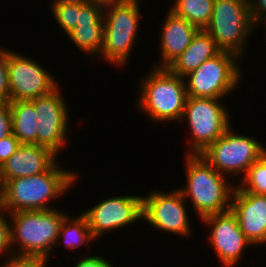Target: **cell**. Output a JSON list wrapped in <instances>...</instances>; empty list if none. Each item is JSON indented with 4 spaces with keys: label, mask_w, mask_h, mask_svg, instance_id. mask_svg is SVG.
Here are the masks:
<instances>
[{
    "label": "cell",
    "mask_w": 266,
    "mask_h": 267,
    "mask_svg": "<svg viewBox=\"0 0 266 267\" xmlns=\"http://www.w3.org/2000/svg\"><path fill=\"white\" fill-rule=\"evenodd\" d=\"M67 169L57 161L46 172L5 182L0 187V209L8 214L54 209L49 203L61 199L80 177Z\"/></svg>",
    "instance_id": "obj_1"
},
{
    "label": "cell",
    "mask_w": 266,
    "mask_h": 267,
    "mask_svg": "<svg viewBox=\"0 0 266 267\" xmlns=\"http://www.w3.org/2000/svg\"><path fill=\"white\" fill-rule=\"evenodd\" d=\"M186 185L178 190L192 203L199 221L231 210L234 185L198 154H185ZM232 183V184H231Z\"/></svg>",
    "instance_id": "obj_2"
},
{
    "label": "cell",
    "mask_w": 266,
    "mask_h": 267,
    "mask_svg": "<svg viewBox=\"0 0 266 267\" xmlns=\"http://www.w3.org/2000/svg\"><path fill=\"white\" fill-rule=\"evenodd\" d=\"M137 108L150 118L152 123L179 122L188 98L184 78L168 68L151 67L140 79Z\"/></svg>",
    "instance_id": "obj_3"
},
{
    "label": "cell",
    "mask_w": 266,
    "mask_h": 267,
    "mask_svg": "<svg viewBox=\"0 0 266 267\" xmlns=\"http://www.w3.org/2000/svg\"><path fill=\"white\" fill-rule=\"evenodd\" d=\"M67 215L56 208L9 213L14 256L43 257L51 261L49 257L53 255L60 226Z\"/></svg>",
    "instance_id": "obj_4"
},
{
    "label": "cell",
    "mask_w": 266,
    "mask_h": 267,
    "mask_svg": "<svg viewBox=\"0 0 266 267\" xmlns=\"http://www.w3.org/2000/svg\"><path fill=\"white\" fill-rule=\"evenodd\" d=\"M140 0H116L104 7L103 48L100 57L113 66L128 65L141 23Z\"/></svg>",
    "instance_id": "obj_5"
},
{
    "label": "cell",
    "mask_w": 266,
    "mask_h": 267,
    "mask_svg": "<svg viewBox=\"0 0 266 267\" xmlns=\"http://www.w3.org/2000/svg\"><path fill=\"white\" fill-rule=\"evenodd\" d=\"M255 28L249 0H215L210 22L204 30L220 51L230 52L241 59Z\"/></svg>",
    "instance_id": "obj_6"
},
{
    "label": "cell",
    "mask_w": 266,
    "mask_h": 267,
    "mask_svg": "<svg viewBox=\"0 0 266 267\" xmlns=\"http://www.w3.org/2000/svg\"><path fill=\"white\" fill-rule=\"evenodd\" d=\"M224 99L188 96L180 122H185L190 132V145L186 154L200 155L210 144L232 126ZM223 102V103H222Z\"/></svg>",
    "instance_id": "obj_7"
},
{
    "label": "cell",
    "mask_w": 266,
    "mask_h": 267,
    "mask_svg": "<svg viewBox=\"0 0 266 267\" xmlns=\"http://www.w3.org/2000/svg\"><path fill=\"white\" fill-rule=\"evenodd\" d=\"M242 60L235 54L220 51L184 77L187 95L225 99L239 86Z\"/></svg>",
    "instance_id": "obj_8"
},
{
    "label": "cell",
    "mask_w": 266,
    "mask_h": 267,
    "mask_svg": "<svg viewBox=\"0 0 266 267\" xmlns=\"http://www.w3.org/2000/svg\"><path fill=\"white\" fill-rule=\"evenodd\" d=\"M232 131L230 126L200 156L217 172L229 179L232 176L233 178L241 176V180L247 174L248 169L266 152V145L263 146L262 142L255 137Z\"/></svg>",
    "instance_id": "obj_9"
},
{
    "label": "cell",
    "mask_w": 266,
    "mask_h": 267,
    "mask_svg": "<svg viewBox=\"0 0 266 267\" xmlns=\"http://www.w3.org/2000/svg\"><path fill=\"white\" fill-rule=\"evenodd\" d=\"M143 197L142 220L147 222L150 227L159 229L162 232L171 233L174 236L191 237L192 223L188 216L187 206L189 202L178 189L164 192L151 190Z\"/></svg>",
    "instance_id": "obj_10"
},
{
    "label": "cell",
    "mask_w": 266,
    "mask_h": 267,
    "mask_svg": "<svg viewBox=\"0 0 266 267\" xmlns=\"http://www.w3.org/2000/svg\"><path fill=\"white\" fill-rule=\"evenodd\" d=\"M10 101H27L50 94L60 84L39 62L8 49Z\"/></svg>",
    "instance_id": "obj_11"
},
{
    "label": "cell",
    "mask_w": 266,
    "mask_h": 267,
    "mask_svg": "<svg viewBox=\"0 0 266 267\" xmlns=\"http://www.w3.org/2000/svg\"><path fill=\"white\" fill-rule=\"evenodd\" d=\"M91 207L82 211V214L87 219L92 237L99 240L107 232H116L129 224L139 223L143 214V197L133 194L115 195L106 197Z\"/></svg>",
    "instance_id": "obj_12"
},
{
    "label": "cell",
    "mask_w": 266,
    "mask_h": 267,
    "mask_svg": "<svg viewBox=\"0 0 266 267\" xmlns=\"http://www.w3.org/2000/svg\"><path fill=\"white\" fill-rule=\"evenodd\" d=\"M58 86L50 94L30 100L38 121L37 145L51 149L57 155L69 141V106Z\"/></svg>",
    "instance_id": "obj_13"
},
{
    "label": "cell",
    "mask_w": 266,
    "mask_h": 267,
    "mask_svg": "<svg viewBox=\"0 0 266 267\" xmlns=\"http://www.w3.org/2000/svg\"><path fill=\"white\" fill-rule=\"evenodd\" d=\"M200 222L210 228L207 240L222 267H237L245 249L254 246L243 234L231 210L207 216Z\"/></svg>",
    "instance_id": "obj_14"
},
{
    "label": "cell",
    "mask_w": 266,
    "mask_h": 267,
    "mask_svg": "<svg viewBox=\"0 0 266 267\" xmlns=\"http://www.w3.org/2000/svg\"><path fill=\"white\" fill-rule=\"evenodd\" d=\"M231 211L236 215L245 237L254 246L265 245L266 195H255L236 185L232 194Z\"/></svg>",
    "instance_id": "obj_15"
},
{
    "label": "cell",
    "mask_w": 266,
    "mask_h": 267,
    "mask_svg": "<svg viewBox=\"0 0 266 267\" xmlns=\"http://www.w3.org/2000/svg\"><path fill=\"white\" fill-rule=\"evenodd\" d=\"M58 155L51 149L36 144H21L0 167V187L15 178L29 177L48 171Z\"/></svg>",
    "instance_id": "obj_16"
},
{
    "label": "cell",
    "mask_w": 266,
    "mask_h": 267,
    "mask_svg": "<svg viewBox=\"0 0 266 267\" xmlns=\"http://www.w3.org/2000/svg\"><path fill=\"white\" fill-rule=\"evenodd\" d=\"M160 33V58L153 67L167 68L190 45L194 36L200 30L184 18L168 10Z\"/></svg>",
    "instance_id": "obj_17"
},
{
    "label": "cell",
    "mask_w": 266,
    "mask_h": 267,
    "mask_svg": "<svg viewBox=\"0 0 266 267\" xmlns=\"http://www.w3.org/2000/svg\"><path fill=\"white\" fill-rule=\"evenodd\" d=\"M220 52L211 35L204 29L199 30L190 45L167 68L184 78L196 70L203 62Z\"/></svg>",
    "instance_id": "obj_18"
},
{
    "label": "cell",
    "mask_w": 266,
    "mask_h": 267,
    "mask_svg": "<svg viewBox=\"0 0 266 267\" xmlns=\"http://www.w3.org/2000/svg\"><path fill=\"white\" fill-rule=\"evenodd\" d=\"M12 113V133L21 144L37 145L38 121L33 103L27 101H10Z\"/></svg>",
    "instance_id": "obj_19"
},
{
    "label": "cell",
    "mask_w": 266,
    "mask_h": 267,
    "mask_svg": "<svg viewBox=\"0 0 266 267\" xmlns=\"http://www.w3.org/2000/svg\"><path fill=\"white\" fill-rule=\"evenodd\" d=\"M78 215L79 216L76 215V217L72 218L69 217L70 215L68 214L63 219L55 248L63 244L68 250H76L86 245L88 251H91V246L89 244L96 240L91 235L86 217L82 213Z\"/></svg>",
    "instance_id": "obj_20"
},
{
    "label": "cell",
    "mask_w": 266,
    "mask_h": 267,
    "mask_svg": "<svg viewBox=\"0 0 266 267\" xmlns=\"http://www.w3.org/2000/svg\"><path fill=\"white\" fill-rule=\"evenodd\" d=\"M104 22L77 23L67 36L80 51L97 58L103 48Z\"/></svg>",
    "instance_id": "obj_21"
},
{
    "label": "cell",
    "mask_w": 266,
    "mask_h": 267,
    "mask_svg": "<svg viewBox=\"0 0 266 267\" xmlns=\"http://www.w3.org/2000/svg\"><path fill=\"white\" fill-rule=\"evenodd\" d=\"M215 0H174L169 10L200 30L209 24Z\"/></svg>",
    "instance_id": "obj_22"
},
{
    "label": "cell",
    "mask_w": 266,
    "mask_h": 267,
    "mask_svg": "<svg viewBox=\"0 0 266 267\" xmlns=\"http://www.w3.org/2000/svg\"><path fill=\"white\" fill-rule=\"evenodd\" d=\"M241 181V182H240ZM243 191L266 195V152L237 184Z\"/></svg>",
    "instance_id": "obj_23"
},
{
    "label": "cell",
    "mask_w": 266,
    "mask_h": 267,
    "mask_svg": "<svg viewBox=\"0 0 266 267\" xmlns=\"http://www.w3.org/2000/svg\"><path fill=\"white\" fill-rule=\"evenodd\" d=\"M51 13L56 23L67 35L77 26L80 14V2L62 5H51Z\"/></svg>",
    "instance_id": "obj_24"
},
{
    "label": "cell",
    "mask_w": 266,
    "mask_h": 267,
    "mask_svg": "<svg viewBox=\"0 0 266 267\" xmlns=\"http://www.w3.org/2000/svg\"><path fill=\"white\" fill-rule=\"evenodd\" d=\"M8 217V213L0 209V256L5 254V259L14 256L11 246V223Z\"/></svg>",
    "instance_id": "obj_25"
},
{
    "label": "cell",
    "mask_w": 266,
    "mask_h": 267,
    "mask_svg": "<svg viewBox=\"0 0 266 267\" xmlns=\"http://www.w3.org/2000/svg\"><path fill=\"white\" fill-rule=\"evenodd\" d=\"M103 14V6L80 2V14L77 23L104 22Z\"/></svg>",
    "instance_id": "obj_26"
},
{
    "label": "cell",
    "mask_w": 266,
    "mask_h": 267,
    "mask_svg": "<svg viewBox=\"0 0 266 267\" xmlns=\"http://www.w3.org/2000/svg\"><path fill=\"white\" fill-rule=\"evenodd\" d=\"M2 47V48H1ZM0 47V103L10 102V90L8 83V48Z\"/></svg>",
    "instance_id": "obj_27"
},
{
    "label": "cell",
    "mask_w": 266,
    "mask_h": 267,
    "mask_svg": "<svg viewBox=\"0 0 266 267\" xmlns=\"http://www.w3.org/2000/svg\"><path fill=\"white\" fill-rule=\"evenodd\" d=\"M48 261L43 257L12 256L5 259L0 267H49Z\"/></svg>",
    "instance_id": "obj_28"
},
{
    "label": "cell",
    "mask_w": 266,
    "mask_h": 267,
    "mask_svg": "<svg viewBox=\"0 0 266 267\" xmlns=\"http://www.w3.org/2000/svg\"><path fill=\"white\" fill-rule=\"evenodd\" d=\"M21 143L12 133L0 140V167L15 153Z\"/></svg>",
    "instance_id": "obj_29"
},
{
    "label": "cell",
    "mask_w": 266,
    "mask_h": 267,
    "mask_svg": "<svg viewBox=\"0 0 266 267\" xmlns=\"http://www.w3.org/2000/svg\"><path fill=\"white\" fill-rule=\"evenodd\" d=\"M12 134L10 102L0 103V140Z\"/></svg>",
    "instance_id": "obj_30"
},
{
    "label": "cell",
    "mask_w": 266,
    "mask_h": 267,
    "mask_svg": "<svg viewBox=\"0 0 266 267\" xmlns=\"http://www.w3.org/2000/svg\"><path fill=\"white\" fill-rule=\"evenodd\" d=\"M251 19L259 28L266 20V0H249Z\"/></svg>",
    "instance_id": "obj_31"
},
{
    "label": "cell",
    "mask_w": 266,
    "mask_h": 267,
    "mask_svg": "<svg viewBox=\"0 0 266 267\" xmlns=\"http://www.w3.org/2000/svg\"><path fill=\"white\" fill-rule=\"evenodd\" d=\"M90 256L86 255L81 257L78 262L74 265V267H113V264L111 265V261L104 257V256H96L89 254Z\"/></svg>",
    "instance_id": "obj_32"
},
{
    "label": "cell",
    "mask_w": 266,
    "mask_h": 267,
    "mask_svg": "<svg viewBox=\"0 0 266 267\" xmlns=\"http://www.w3.org/2000/svg\"><path fill=\"white\" fill-rule=\"evenodd\" d=\"M116 0H82L83 3H94V4H98L101 5L103 7L108 6L109 4H111L112 2H115Z\"/></svg>",
    "instance_id": "obj_33"
},
{
    "label": "cell",
    "mask_w": 266,
    "mask_h": 267,
    "mask_svg": "<svg viewBox=\"0 0 266 267\" xmlns=\"http://www.w3.org/2000/svg\"><path fill=\"white\" fill-rule=\"evenodd\" d=\"M50 2L52 3L51 5H62L82 2V0H51Z\"/></svg>",
    "instance_id": "obj_34"
},
{
    "label": "cell",
    "mask_w": 266,
    "mask_h": 267,
    "mask_svg": "<svg viewBox=\"0 0 266 267\" xmlns=\"http://www.w3.org/2000/svg\"><path fill=\"white\" fill-rule=\"evenodd\" d=\"M262 25L265 26L264 29H265V31H266V20L262 23Z\"/></svg>",
    "instance_id": "obj_35"
}]
</instances>
